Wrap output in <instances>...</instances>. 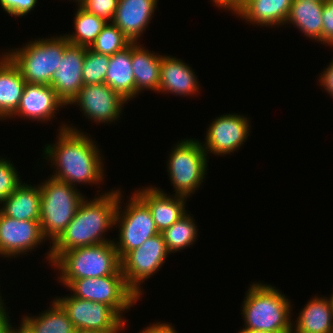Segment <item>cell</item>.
I'll use <instances>...</instances> for the list:
<instances>
[{
	"label": "cell",
	"mask_w": 333,
	"mask_h": 333,
	"mask_svg": "<svg viewBox=\"0 0 333 333\" xmlns=\"http://www.w3.org/2000/svg\"><path fill=\"white\" fill-rule=\"evenodd\" d=\"M61 126L55 144L44 148L43 158L56 167L50 177L75 187L103 182L104 163L96 141L74 126Z\"/></svg>",
	"instance_id": "cell-1"
},
{
	"label": "cell",
	"mask_w": 333,
	"mask_h": 333,
	"mask_svg": "<svg viewBox=\"0 0 333 333\" xmlns=\"http://www.w3.org/2000/svg\"><path fill=\"white\" fill-rule=\"evenodd\" d=\"M117 206V189L104 192L100 196L97 194L93 200L88 201L85 198L71 222L52 243L47 252V261L52 264L68 250L113 241L105 236V232L115 226Z\"/></svg>",
	"instance_id": "cell-2"
},
{
	"label": "cell",
	"mask_w": 333,
	"mask_h": 333,
	"mask_svg": "<svg viewBox=\"0 0 333 333\" xmlns=\"http://www.w3.org/2000/svg\"><path fill=\"white\" fill-rule=\"evenodd\" d=\"M242 304L244 328L271 333H291V301L276 287L253 283Z\"/></svg>",
	"instance_id": "cell-3"
},
{
	"label": "cell",
	"mask_w": 333,
	"mask_h": 333,
	"mask_svg": "<svg viewBox=\"0 0 333 333\" xmlns=\"http://www.w3.org/2000/svg\"><path fill=\"white\" fill-rule=\"evenodd\" d=\"M51 265L59 270V282L65 286L75 279L122 274L113 241L68 250Z\"/></svg>",
	"instance_id": "cell-4"
},
{
	"label": "cell",
	"mask_w": 333,
	"mask_h": 333,
	"mask_svg": "<svg viewBox=\"0 0 333 333\" xmlns=\"http://www.w3.org/2000/svg\"><path fill=\"white\" fill-rule=\"evenodd\" d=\"M66 36L38 39L27 42L22 48L5 53L19 68L27 83L51 85V76L61 62L65 48L69 45Z\"/></svg>",
	"instance_id": "cell-5"
},
{
	"label": "cell",
	"mask_w": 333,
	"mask_h": 333,
	"mask_svg": "<svg viewBox=\"0 0 333 333\" xmlns=\"http://www.w3.org/2000/svg\"><path fill=\"white\" fill-rule=\"evenodd\" d=\"M40 186V225L44 237L53 243L73 219L85 199L78 189L54 178L44 180Z\"/></svg>",
	"instance_id": "cell-6"
},
{
	"label": "cell",
	"mask_w": 333,
	"mask_h": 333,
	"mask_svg": "<svg viewBox=\"0 0 333 333\" xmlns=\"http://www.w3.org/2000/svg\"><path fill=\"white\" fill-rule=\"evenodd\" d=\"M208 158L202 142L197 139H183L174 145L167 172L175 195L188 198L194 194L207 175Z\"/></svg>",
	"instance_id": "cell-7"
},
{
	"label": "cell",
	"mask_w": 333,
	"mask_h": 333,
	"mask_svg": "<svg viewBox=\"0 0 333 333\" xmlns=\"http://www.w3.org/2000/svg\"><path fill=\"white\" fill-rule=\"evenodd\" d=\"M121 197H123L122 191L118 189L115 225H118L119 240L113 242L120 259L127 252L140 247L147 239L159 233L148 206L135 193L125 206V210H122L120 205Z\"/></svg>",
	"instance_id": "cell-8"
},
{
	"label": "cell",
	"mask_w": 333,
	"mask_h": 333,
	"mask_svg": "<svg viewBox=\"0 0 333 333\" xmlns=\"http://www.w3.org/2000/svg\"><path fill=\"white\" fill-rule=\"evenodd\" d=\"M66 287L74 297L110 306L123 320V313L140 299L127 285L123 274L75 279Z\"/></svg>",
	"instance_id": "cell-9"
},
{
	"label": "cell",
	"mask_w": 333,
	"mask_h": 333,
	"mask_svg": "<svg viewBox=\"0 0 333 333\" xmlns=\"http://www.w3.org/2000/svg\"><path fill=\"white\" fill-rule=\"evenodd\" d=\"M169 254L163 235L158 233L120 259L126 283L139 298L141 283L159 271Z\"/></svg>",
	"instance_id": "cell-10"
},
{
	"label": "cell",
	"mask_w": 333,
	"mask_h": 333,
	"mask_svg": "<svg viewBox=\"0 0 333 333\" xmlns=\"http://www.w3.org/2000/svg\"><path fill=\"white\" fill-rule=\"evenodd\" d=\"M55 300L66 311L76 330L123 331L127 320H123L110 306L88 301L71 294Z\"/></svg>",
	"instance_id": "cell-11"
},
{
	"label": "cell",
	"mask_w": 333,
	"mask_h": 333,
	"mask_svg": "<svg viewBox=\"0 0 333 333\" xmlns=\"http://www.w3.org/2000/svg\"><path fill=\"white\" fill-rule=\"evenodd\" d=\"M127 103L120 94L107 84H86L68 105H78L87 119L93 123H111L117 121ZM123 107V108H122Z\"/></svg>",
	"instance_id": "cell-12"
},
{
	"label": "cell",
	"mask_w": 333,
	"mask_h": 333,
	"mask_svg": "<svg viewBox=\"0 0 333 333\" xmlns=\"http://www.w3.org/2000/svg\"><path fill=\"white\" fill-rule=\"evenodd\" d=\"M249 122V118L237 113L216 117L207 128L206 139L202 143L207 156L209 152L222 156L239 150L249 136Z\"/></svg>",
	"instance_id": "cell-13"
},
{
	"label": "cell",
	"mask_w": 333,
	"mask_h": 333,
	"mask_svg": "<svg viewBox=\"0 0 333 333\" xmlns=\"http://www.w3.org/2000/svg\"><path fill=\"white\" fill-rule=\"evenodd\" d=\"M39 221L13 219L0 211V255L15 258L38 248L46 241Z\"/></svg>",
	"instance_id": "cell-14"
},
{
	"label": "cell",
	"mask_w": 333,
	"mask_h": 333,
	"mask_svg": "<svg viewBox=\"0 0 333 333\" xmlns=\"http://www.w3.org/2000/svg\"><path fill=\"white\" fill-rule=\"evenodd\" d=\"M86 50L87 47L69 44L57 71L51 76V87L66 105L83 87L82 69Z\"/></svg>",
	"instance_id": "cell-15"
},
{
	"label": "cell",
	"mask_w": 333,
	"mask_h": 333,
	"mask_svg": "<svg viewBox=\"0 0 333 333\" xmlns=\"http://www.w3.org/2000/svg\"><path fill=\"white\" fill-rule=\"evenodd\" d=\"M63 106L66 104L57 96L51 85L26 83L20 104L12 116L48 122Z\"/></svg>",
	"instance_id": "cell-16"
},
{
	"label": "cell",
	"mask_w": 333,
	"mask_h": 333,
	"mask_svg": "<svg viewBox=\"0 0 333 333\" xmlns=\"http://www.w3.org/2000/svg\"><path fill=\"white\" fill-rule=\"evenodd\" d=\"M134 193L148 206L159 233L169 228L186 211V197L168 195L157 187H143Z\"/></svg>",
	"instance_id": "cell-17"
},
{
	"label": "cell",
	"mask_w": 333,
	"mask_h": 333,
	"mask_svg": "<svg viewBox=\"0 0 333 333\" xmlns=\"http://www.w3.org/2000/svg\"><path fill=\"white\" fill-rule=\"evenodd\" d=\"M158 0H118L112 22L129 39L138 43L142 33L146 31L152 20Z\"/></svg>",
	"instance_id": "cell-18"
},
{
	"label": "cell",
	"mask_w": 333,
	"mask_h": 333,
	"mask_svg": "<svg viewBox=\"0 0 333 333\" xmlns=\"http://www.w3.org/2000/svg\"><path fill=\"white\" fill-rule=\"evenodd\" d=\"M199 86L197 76L189 64L173 56L161 55L159 93L192 96L199 93Z\"/></svg>",
	"instance_id": "cell-19"
},
{
	"label": "cell",
	"mask_w": 333,
	"mask_h": 333,
	"mask_svg": "<svg viewBox=\"0 0 333 333\" xmlns=\"http://www.w3.org/2000/svg\"><path fill=\"white\" fill-rule=\"evenodd\" d=\"M26 81L19 68L4 53L0 56V120L12 118L17 111Z\"/></svg>",
	"instance_id": "cell-20"
},
{
	"label": "cell",
	"mask_w": 333,
	"mask_h": 333,
	"mask_svg": "<svg viewBox=\"0 0 333 333\" xmlns=\"http://www.w3.org/2000/svg\"><path fill=\"white\" fill-rule=\"evenodd\" d=\"M295 322L292 323L291 333H333L331 298L314 296L300 311Z\"/></svg>",
	"instance_id": "cell-21"
},
{
	"label": "cell",
	"mask_w": 333,
	"mask_h": 333,
	"mask_svg": "<svg viewBox=\"0 0 333 333\" xmlns=\"http://www.w3.org/2000/svg\"><path fill=\"white\" fill-rule=\"evenodd\" d=\"M292 0H247L237 16L258 26L285 25Z\"/></svg>",
	"instance_id": "cell-22"
},
{
	"label": "cell",
	"mask_w": 333,
	"mask_h": 333,
	"mask_svg": "<svg viewBox=\"0 0 333 333\" xmlns=\"http://www.w3.org/2000/svg\"><path fill=\"white\" fill-rule=\"evenodd\" d=\"M140 43H132V69L135 77V97L144 89L159 91L161 55L151 53Z\"/></svg>",
	"instance_id": "cell-23"
},
{
	"label": "cell",
	"mask_w": 333,
	"mask_h": 333,
	"mask_svg": "<svg viewBox=\"0 0 333 333\" xmlns=\"http://www.w3.org/2000/svg\"><path fill=\"white\" fill-rule=\"evenodd\" d=\"M1 205L0 211L10 218L40 220V186L21 183Z\"/></svg>",
	"instance_id": "cell-24"
},
{
	"label": "cell",
	"mask_w": 333,
	"mask_h": 333,
	"mask_svg": "<svg viewBox=\"0 0 333 333\" xmlns=\"http://www.w3.org/2000/svg\"><path fill=\"white\" fill-rule=\"evenodd\" d=\"M105 84L127 101L135 98V77L132 69V43L110 56Z\"/></svg>",
	"instance_id": "cell-25"
},
{
	"label": "cell",
	"mask_w": 333,
	"mask_h": 333,
	"mask_svg": "<svg viewBox=\"0 0 333 333\" xmlns=\"http://www.w3.org/2000/svg\"><path fill=\"white\" fill-rule=\"evenodd\" d=\"M324 1L292 0L285 24H292L306 37L322 43Z\"/></svg>",
	"instance_id": "cell-26"
},
{
	"label": "cell",
	"mask_w": 333,
	"mask_h": 333,
	"mask_svg": "<svg viewBox=\"0 0 333 333\" xmlns=\"http://www.w3.org/2000/svg\"><path fill=\"white\" fill-rule=\"evenodd\" d=\"M23 320L36 333H74L75 327L66 311L54 299L49 309L39 316H23Z\"/></svg>",
	"instance_id": "cell-27"
},
{
	"label": "cell",
	"mask_w": 333,
	"mask_h": 333,
	"mask_svg": "<svg viewBox=\"0 0 333 333\" xmlns=\"http://www.w3.org/2000/svg\"><path fill=\"white\" fill-rule=\"evenodd\" d=\"M77 7L74 17L75 31L73 34H67L66 38L72 45L89 48L100 34L107 21L87 12L80 5H77Z\"/></svg>",
	"instance_id": "cell-28"
},
{
	"label": "cell",
	"mask_w": 333,
	"mask_h": 333,
	"mask_svg": "<svg viewBox=\"0 0 333 333\" xmlns=\"http://www.w3.org/2000/svg\"><path fill=\"white\" fill-rule=\"evenodd\" d=\"M195 220L188 211L161 234L170 253L181 251L195 243L198 230Z\"/></svg>",
	"instance_id": "cell-29"
},
{
	"label": "cell",
	"mask_w": 333,
	"mask_h": 333,
	"mask_svg": "<svg viewBox=\"0 0 333 333\" xmlns=\"http://www.w3.org/2000/svg\"><path fill=\"white\" fill-rule=\"evenodd\" d=\"M130 44L129 39L113 22H107L89 49L99 54L112 56Z\"/></svg>",
	"instance_id": "cell-30"
},
{
	"label": "cell",
	"mask_w": 333,
	"mask_h": 333,
	"mask_svg": "<svg viewBox=\"0 0 333 333\" xmlns=\"http://www.w3.org/2000/svg\"><path fill=\"white\" fill-rule=\"evenodd\" d=\"M109 62L110 56L96 53L87 48L82 69L83 85L105 83Z\"/></svg>",
	"instance_id": "cell-31"
},
{
	"label": "cell",
	"mask_w": 333,
	"mask_h": 333,
	"mask_svg": "<svg viewBox=\"0 0 333 333\" xmlns=\"http://www.w3.org/2000/svg\"><path fill=\"white\" fill-rule=\"evenodd\" d=\"M22 183L14 164L0 157V204Z\"/></svg>",
	"instance_id": "cell-32"
},
{
	"label": "cell",
	"mask_w": 333,
	"mask_h": 333,
	"mask_svg": "<svg viewBox=\"0 0 333 333\" xmlns=\"http://www.w3.org/2000/svg\"><path fill=\"white\" fill-rule=\"evenodd\" d=\"M118 0H83L80 6L87 12L103 18L107 22H112Z\"/></svg>",
	"instance_id": "cell-33"
},
{
	"label": "cell",
	"mask_w": 333,
	"mask_h": 333,
	"mask_svg": "<svg viewBox=\"0 0 333 333\" xmlns=\"http://www.w3.org/2000/svg\"><path fill=\"white\" fill-rule=\"evenodd\" d=\"M38 0H0L1 8L11 16L23 17L36 7Z\"/></svg>",
	"instance_id": "cell-34"
},
{
	"label": "cell",
	"mask_w": 333,
	"mask_h": 333,
	"mask_svg": "<svg viewBox=\"0 0 333 333\" xmlns=\"http://www.w3.org/2000/svg\"><path fill=\"white\" fill-rule=\"evenodd\" d=\"M322 44L333 46V0H325L322 10Z\"/></svg>",
	"instance_id": "cell-35"
},
{
	"label": "cell",
	"mask_w": 333,
	"mask_h": 333,
	"mask_svg": "<svg viewBox=\"0 0 333 333\" xmlns=\"http://www.w3.org/2000/svg\"><path fill=\"white\" fill-rule=\"evenodd\" d=\"M324 70L325 71L321 73L318 83H320V86L325 88L324 90L333 98V59L330 65H327V68Z\"/></svg>",
	"instance_id": "cell-36"
},
{
	"label": "cell",
	"mask_w": 333,
	"mask_h": 333,
	"mask_svg": "<svg viewBox=\"0 0 333 333\" xmlns=\"http://www.w3.org/2000/svg\"><path fill=\"white\" fill-rule=\"evenodd\" d=\"M213 3L216 4L218 8H222L225 10H229L234 13V15L237 14V12L244 6V4L247 2V0H211Z\"/></svg>",
	"instance_id": "cell-37"
},
{
	"label": "cell",
	"mask_w": 333,
	"mask_h": 333,
	"mask_svg": "<svg viewBox=\"0 0 333 333\" xmlns=\"http://www.w3.org/2000/svg\"><path fill=\"white\" fill-rule=\"evenodd\" d=\"M139 333H177L172 324L167 323H153L149 327L143 328Z\"/></svg>",
	"instance_id": "cell-38"
},
{
	"label": "cell",
	"mask_w": 333,
	"mask_h": 333,
	"mask_svg": "<svg viewBox=\"0 0 333 333\" xmlns=\"http://www.w3.org/2000/svg\"><path fill=\"white\" fill-rule=\"evenodd\" d=\"M6 307L0 308V333H13V326L10 323Z\"/></svg>",
	"instance_id": "cell-39"
},
{
	"label": "cell",
	"mask_w": 333,
	"mask_h": 333,
	"mask_svg": "<svg viewBox=\"0 0 333 333\" xmlns=\"http://www.w3.org/2000/svg\"><path fill=\"white\" fill-rule=\"evenodd\" d=\"M13 333H36L23 319L18 328L13 329Z\"/></svg>",
	"instance_id": "cell-40"
},
{
	"label": "cell",
	"mask_w": 333,
	"mask_h": 333,
	"mask_svg": "<svg viewBox=\"0 0 333 333\" xmlns=\"http://www.w3.org/2000/svg\"><path fill=\"white\" fill-rule=\"evenodd\" d=\"M121 331H98V330H86V329H80L75 330L74 333H120Z\"/></svg>",
	"instance_id": "cell-41"
},
{
	"label": "cell",
	"mask_w": 333,
	"mask_h": 333,
	"mask_svg": "<svg viewBox=\"0 0 333 333\" xmlns=\"http://www.w3.org/2000/svg\"><path fill=\"white\" fill-rule=\"evenodd\" d=\"M238 333H271V332L254 330V329H250V328H243Z\"/></svg>",
	"instance_id": "cell-42"
},
{
	"label": "cell",
	"mask_w": 333,
	"mask_h": 333,
	"mask_svg": "<svg viewBox=\"0 0 333 333\" xmlns=\"http://www.w3.org/2000/svg\"><path fill=\"white\" fill-rule=\"evenodd\" d=\"M1 296H2V295H1V293H0V308H1V307H4V304H5V303L3 302V300H2V297H1Z\"/></svg>",
	"instance_id": "cell-43"
},
{
	"label": "cell",
	"mask_w": 333,
	"mask_h": 333,
	"mask_svg": "<svg viewBox=\"0 0 333 333\" xmlns=\"http://www.w3.org/2000/svg\"><path fill=\"white\" fill-rule=\"evenodd\" d=\"M74 1V0H73ZM83 0H75V2H78V5L82 3Z\"/></svg>",
	"instance_id": "cell-44"
},
{
	"label": "cell",
	"mask_w": 333,
	"mask_h": 333,
	"mask_svg": "<svg viewBox=\"0 0 333 333\" xmlns=\"http://www.w3.org/2000/svg\"><path fill=\"white\" fill-rule=\"evenodd\" d=\"M330 298H331V300H332V304H333V292H332V294H331V297H330Z\"/></svg>",
	"instance_id": "cell-45"
}]
</instances>
